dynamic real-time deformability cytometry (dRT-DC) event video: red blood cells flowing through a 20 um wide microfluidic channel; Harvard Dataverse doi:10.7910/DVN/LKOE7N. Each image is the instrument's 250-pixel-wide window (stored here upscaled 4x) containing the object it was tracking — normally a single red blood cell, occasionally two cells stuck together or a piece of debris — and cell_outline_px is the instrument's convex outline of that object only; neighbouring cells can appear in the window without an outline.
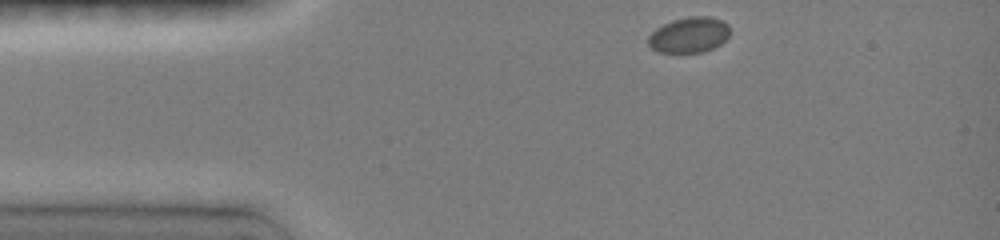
{"species": "common noctule bat (a hibernating species)", "species_latin": "Nyctalus noctula", "temperature_condition": "room temperature", "stored_images_in_passage": 13, "camera_frame_rate_fps": 3000, "um_per_image_px": 0.085, "animal": {"sex": "female", "body_mass_g": 19.0, "forearm_length_mm": 51.5}, "frame": {"image": 1, "passage_image": 1, "time_ms": 0.0, "image_size_px": [1000, 240], "cell_outline_px": [[728, 36], [720, 44], [704, 52], [656, 52], [648, 44], [648, 36], [656, 28], [672, 20], [688, 16], [712, 16], [728, 24]], "centroid_in_image_um": [58.55, 2.96], "position_along_channel_um": 26.4, "area_um2": 16.88}}
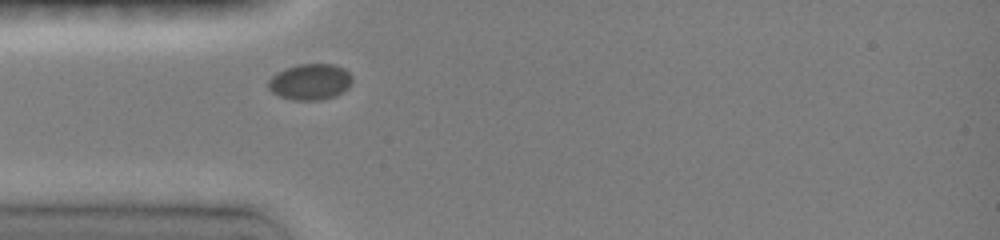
{"frame": {"image": 2, "passage_image": 9, "time_ms": 2.0, "image_size_px": [1000, 240], "cell_outline_px": [[352, 80], [348, 88], [336, 96], [320, 100], [292, 100], [280, 96], [272, 92], [268, 88], [268, 80], [276, 72], [300, 64], [332, 64], [344, 68], [352, 76]], "centroid_in_image_um": [26.37, 6.96], "position_along_channel_um": 58.6, "area_um2": 17.63}}